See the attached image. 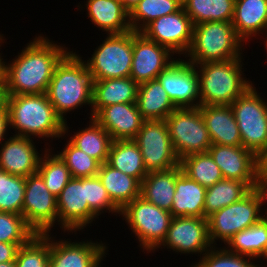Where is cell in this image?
Wrapping results in <instances>:
<instances>
[{
  "mask_svg": "<svg viewBox=\"0 0 267 267\" xmlns=\"http://www.w3.org/2000/svg\"><path fill=\"white\" fill-rule=\"evenodd\" d=\"M60 43L51 40L44 32L35 35L32 40L30 38L12 60L8 58L7 61L4 55L3 76L8 96L47 92L56 65L71 50Z\"/></svg>",
  "mask_w": 267,
  "mask_h": 267,
  "instance_id": "obj_1",
  "label": "cell"
},
{
  "mask_svg": "<svg viewBox=\"0 0 267 267\" xmlns=\"http://www.w3.org/2000/svg\"><path fill=\"white\" fill-rule=\"evenodd\" d=\"M79 53L71 49L61 59L46 92L49 102L64 123L67 122L68 114L72 112L73 115L84 107L87 108L85 111H89L87 118H92L93 79Z\"/></svg>",
  "mask_w": 267,
  "mask_h": 267,
  "instance_id": "obj_2",
  "label": "cell"
},
{
  "mask_svg": "<svg viewBox=\"0 0 267 267\" xmlns=\"http://www.w3.org/2000/svg\"><path fill=\"white\" fill-rule=\"evenodd\" d=\"M11 135L37 139L52 148V143L64 134V122L56 114L47 94H19L7 98ZM13 130V131H11ZM43 139L44 142H42ZM51 139V140H50ZM49 141V142H47ZM50 144V145H49Z\"/></svg>",
  "mask_w": 267,
  "mask_h": 267,
  "instance_id": "obj_3",
  "label": "cell"
},
{
  "mask_svg": "<svg viewBox=\"0 0 267 267\" xmlns=\"http://www.w3.org/2000/svg\"><path fill=\"white\" fill-rule=\"evenodd\" d=\"M244 60L235 58L221 62L193 64L199 78L200 106L231 105L255 84L253 79L246 77L247 68L244 67Z\"/></svg>",
  "mask_w": 267,
  "mask_h": 267,
  "instance_id": "obj_4",
  "label": "cell"
},
{
  "mask_svg": "<svg viewBox=\"0 0 267 267\" xmlns=\"http://www.w3.org/2000/svg\"><path fill=\"white\" fill-rule=\"evenodd\" d=\"M245 46L231 21L204 22L194 25L192 44L184 58L192 64L245 58Z\"/></svg>",
  "mask_w": 267,
  "mask_h": 267,
  "instance_id": "obj_5",
  "label": "cell"
},
{
  "mask_svg": "<svg viewBox=\"0 0 267 267\" xmlns=\"http://www.w3.org/2000/svg\"><path fill=\"white\" fill-rule=\"evenodd\" d=\"M119 218L125 221L132 237L135 236L137 248L150 256L164 241L172 215L140 196L120 210Z\"/></svg>",
  "mask_w": 267,
  "mask_h": 267,
  "instance_id": "obj_6",
  "label": "cell"
},
{
  "mask_svg": "<svg viewBox=\"0 0 267 267\" xmlns=\"http://www.w3.org/2000/svg\"><path fill=\"white\" fill-rule=\"evenodd\" d=\"M256 88L257 84L252 85L230 107L236 118L242 146L260 158L267 151V99L261 96L260 88Z\"/></svg>",
  "mask_w": 267,
  "mask_h": 267,
  "instance_id": "obj_7",
  "label": "cell"
},
{
  "mask_svg": "<svg viewBox=\"0 0 267 267\" xmlns=\"http://www.w3.org/2000/svg\"><path fill=\"white\" fill-rule=\"evenodd\" d=\"M105 36V37H104ZM91 56L84 57L93 80L130 77L133 59V30L123 34H109ZM87 58V59H86Z\"/></svg>",
  "mask_w": 267,
  "mask_h": 267,
  "instance_id": "obj_8",
  "label": "cell"
},
{
  "mask_svg": "<svg viewBox=\"0 0 267 267\" xmlns=\"http://www.w3.org/2000/svg\"><path fill=\"white\" fill-rule=\"evenodd\" d=\"M262 218L259 199L251 190L241 200L207 218L211 244L225 246L236 233L255 225Z\"/></svg>",
  "mask_w": 267,
  "mask_h": 267,
  "instance_id": "obj_9",
  "label": "cell"
},
{
  "mask_svg": "<svg viewBox=\"0 0 267 267\" xmlns=\"http://www.w3.org/2000/svg\"><path fill=\"white\" fill-rule=\"evenodd\" d=\"M170 139L179 160L205 153L212 145L200 108H176L167 118Z\"/></svg>",
  "mask_w": 267,
  "mask_h": 267,
  "instance_id": "obj_10",
  "label": "cell"
},
{
  "mask_svg": "<svg viewBox=\"0 0 267 267\" xmlns=\"http://www.w3.org/2000/svg\"><path fill=\"white\" fill-rule=\"evenodd\" d=\"M55 232L50 233V267H103L106 262V255H109V244L107 241L93 238L73 240L78 232L60 233V238L54 235ZM52 234V235H51ZM69 236L65 238L64 235ZM62 236V238H61ZM93 240V241H92ZM99 240V242H98ZM108 245V246H107Z\"/></svg>",
  "mask_w": 267,
  "mask_h": 267,
  "instance_id": "obj_11",
  "label": "cell"
},
{
  "mask_svg": "<svg viewBox=\"0 0 267 267\" xmlns=\"http://www.w3.org/2000/svg\"><path fill=\"white\" fill-rule=\"evenodd\" d=\"M213 247L209 238L208 219L204 217H172L167 235L162 244L153 252H159L166 249L176 253L191 257L194 254L195 263L208 250ZM164 248V249H163ZM159 249V250H158Z\"/></svg>",
  "mask_w": 267,
  "mask_h": 267,
  "instance_id": "obj_12",
  "label": "cell"
},
{
  "mask_svg": "<svg viewBox=\"0 0 267 267\" xmlns=\"http://www.w3.org/2000/svg\"><path fill=\"white\" fill-rule=\"evenodd\" d=\"M22 216L36 234L52 233L55 229L58 230L56 197L49 191L38 173L25 178Z\"/></svg>",
  "mask_w": 267,
  "mask_h": 267,
  "instance_id": "obj_13",
  "label": "cell"
},
{
  "mask_svg": "<svg viewBox=\"0 0 267 267\" xmlns=\"http://www.w3.org/2000/svg\"><path fill=\"white\" fill-rule=\"evenodd\" d=\"M134 141L138 144L148 173L180 165L166 120L144 121Z\"/></svg>",
  "mask_w": 267,
  "mask_h": 267,
  "instance_id": "obj_14",
  "label": "cell"
},
{
  "mask_svg": "<svg viewBox=\"0 0 267 267\" xmlns=\"http://www.w3.org/2000/svg\"><path fill=\"white\" fill-rule=\"evenodd\" d=\"M59 231L83 233L100 220L86 200V177L72 178L56 198ZM94 221V222H93ZM89 226V227H87ZM86 229V230H84Z\"/></svg>",
  "mask_w": 267,
  "mask_h": 267,
  "instance_id": "obj_15",
  "label": "cell"
},
{
  "mask_svg": "<svg viewBox=\"0 0 267 267\" xmlns=\"http://www.w3.org/2000/svg\"><path fill=\"white\" fill-rule=\"evenodd\" d=\"M156 79L177 108H198L200 106L197 69L184 57H177Z\"/></svg>",
  "mask_w": 267,
  "mask_h": 267,
  "instance_id": "obj_16",
  "label": "cell"
},
{
  "mask_svg": "<svg viewBox=\"0 0 267 267\" xmlns=\"http://www.w3.org/2000/svg\"><path fill=\"white\" fill-rule=\"evenodd\" d=\"M193 27L191 18L182 6L175 13L153 20L141 33L168 48L174 55L184 57L192 44Z\"/></svg>",
  "mask_w": 267,
  "mask_h": 267,
  "instance_id": "obj_17",
  "label": "cell"
},
{
  "mask_svg": "<svg viewBox=\"0 0 267 267\" xmlns=\"http://www.w3.org/2000/svg\"><path fill=\"white\" fill-rule=\"evenodd\" d=\"M177 58L168 48L133 31V59L130 77L138 84L151 81Z\"/></svg>",
  "mask_w": 267,
  "mask_h": 267,
  "instance_id": "obj_18",
  "label": "cell"
},
{
  "mask_svg": "<svg viewBox=\"0 0 267 267\" xmlns=\"http://www.w3.org/2000/svg\"><path fill=\"white\" fill-rule=\"evenodd\" d=\"M219 166L224 179L245 182L251 189L260 171L259 158L247 148L212 144L207 151Z\"/></svg>",
  "mask_w": 267,
  "mask_h": 267,
  "instance_id": "obj_19",
  "label": "cell"
},
{
  "mask_svg": "<svg viewBox=\"0 0 267 267\" xmlns=\"http://www.w3.org/2000/svg\"><path fill=\"white\" fill-rule=\"evenodd\" d=\"M36 143L35 139L10 134L0 145V166L24 178L37 173L41 156L48 147L39 150Z\"/></svg>",
  "mask_w": 267,
  "mask_h": 267,
  "instance_id": "obj_20",
  "label": "cell"
},
{
  "mask_svg": "<svg viewBox=\"0 0 267 267\" xmlns=\"http://www.w3.org/2000/svg\"><path fill=\"white\" fill-rule=\"evenodd\" d=\"M116 140H134L145 121L136 103H119L101 108L93 117Z\"/></svg>",
  "mask_w": 267,
  "mask_h": 267,
  "instance_id": "obj_21",
  "label": "cell"
},
{
  "mask_svg": "<svg viewBox=\"0 0 267 267\" xmlns=\"http://www.w3.org/2000/svg\"><path fill=\"white\" fill-rule=\"evenodd\" d=\"M84 3V4H83ZM77 11L86 10V17L90 24L98 28L105 35L123 34L131 31L129 12L117 0H84L76 4ZM85 9V10H84Z\"/></svg>",
  "mask_w": 267,
  "mask_h": 267,
  "instance_id": "obj_22",
  "label": "cell"
},
{
  "mask_svg": "<svg viewBox=\"0 0 267 267\" xmlns=\"http://www.w3.org/2000/svg\"><path fill=\"white\" fill-rule=\"evenodd\" d=\"M69 126L68 121L64 123V134L61 138H68L77 148L96 159L100 164L107 162L113 140L101 125L90 118L82 128L78 127V130L73 129L72 131L70 129L73 127Z\"/></svg>",
  "mask_w": 267,
  "mask_h": 267,
  "instance_id": "obj_23",
  "label": "cell"
},
{
  "mask_svg": "<svg viewBox=\"0 0 267 267\" xmlns=\"http://www.w3.org/2000/svg\"><path fill=\"white\" fill-rule=\"evenodd\" d=\"M212 144L242 145L239 128L230 105L199 106Z\"/></svg>",
  "mask_w": 267,
  "mask_h": 267,
  "instance_id": "obj_24",
  "label": "cell"
},
{
  "mask_svg": "<svg viewBox=\"0 0 267 267\" xmlns=\"http://www.w3.org/2000/svg\"><path fill=\"white\" fill-rule=\"evenodd\" d=\"M231 22L236 34L250 47V41L267 30V0H235Z\"/></svg>",
  "mask_w": 267,
  "mask_h": 267,
  "instance_id": "obj_25",
  "label": "cell"
},
{
  "mask_svg": "<svg viewBox=\"0 0 267 267\" xmlns=\"http://www.w3.org/2000/svg\"><path fill=\"white\" fill-rule=\"evenodd\" d=\"M138 88L131 77L93 80L92 117L105 106L136 103Z\"/></svg>",
  "mask_w": 267,
  "mask_h": 267,
  "instance_id": "obj_26",
  "label": "cell"
},
{
  "mask_svg": "<svg viewBox=\"0 0 267 267\" xmlns=\"http://www.w3.org/2000/svg\"><path fill=\"white\" fill-rule=\"evenodd\" d=\"M206 188L182 171L176 177L175 194L171 208L172 217H204Z\"/></svg>",
  "mask_w": 267,
  "mask_h": 267,
  "instance_id": "obj_27",
  "label": "cell"
},
{
  "mask_svg": "<svg viewBox=\"0 0 267 267\" xmlns=\"http://www.w3.org/2000/svg\"><path fill=\"white\" fill-rule=\"evenodd\" d=\"M181 171L179 165L164 171L149 172L141 182L140 196L170 212L175 194L176 177Z\"/></svg>",
  "mask_w": 267,
  "mask_h": 267,
  "instance_id": "obj_28",
  "label": "cell"
},
{
  "mask_svg": "<svg viewBox=\"0 0 267 267\" xmlns=\"http://www.w3.org/2000/svg\"><path fill=\"white\" fill-rule=\"evenodd\" d=\"M136 105L145 121L166 120L177 108L157 79L139 84Z\"/></svg>",
  "mask_w": 267,
  "mask_h": 267,
  "instance_id": "obj_29",
  "label": "cell"
},
{
  "mask_svg": "<svg viewBox=\"0 0 267 267\" xmlns=\"http://www.w3.org/2000/svg\"><path fill=\"white\" fill-rule=\"evenodd\" d=\"M97 176L111 201L121 210L126 204L140 197L141 183L107 163L100 164Z\"/></svg>",
  "mask_w": 267,
  "mask_h": 267,
  "instance_id": "obj_30",
  "label": "cell"
},
{
  "mask_svg": "<svg viewBox=\"0 0 267 267\" xmlns=\"http://www.w3.org/2000/svg\"><path fill=\"white\" fill-rule=\"evenodd\" d=\"M106 163L136 178L140 183L148 174L138 144L134 140L112 141Z\"/></svg>",
  "mask_w": 267,
  "mask_h": 267,
  "instance_id": "obj_31",
  "label": "cell"
},
{
  "mask_svg": "<svg viewBox=\"0 0 267 267\" xmlns=\"http://www.w3.org/2000/svg\"><path fill=\"white\" fill-rule=\"evenodd\" d=\"M225 247L233 253L262 262L267 249V222L262 218L255 225L236 233Z\"/></svg>",
  "mask_w": 267,
  "mask_h": 267,
  "instance_id": "obj_32",
  "label": "cell"
},
{
  "mask_svg": "<svg viewBox=\"0 0 267 267\" xmlns=\"http://www.w3.org/2000/svg\"><path fill=\"white\" fill-rule=\"evenodd\" d=\"M252 189L238 180L223 179L206 189L204 218L246 196Z\"/></svg>",
  "mask_w": 267,
  "mask_h": 267,
  "instance_id": "obj_33",
  "label": "cell"
},
{
  "mask_svg": "<svg viewBox=\"0 0 267 267\" xmlns=\"http://www.w3.org/2000/svg\"><path fill=\"white\" fill-rule=\"evenodd\" d=\"M193 25L211 21H232L235 0H183Z\"/></svg>",
  "mask_w": 267,
  "mask_h": 267,
  "instance_id": "obj_34",
  "label": "cell"
},
{
  "mask_svg": "<svg viewBox=\"0 0 267 267\" xmlns=\"http://www.w3.org/2000/svg\"><path fill=\"white\" fill-rule=\"evenodd\" d=\"M52 148H47L42 154L37 173L43 178L49 191L57 198L72 176L65 162L54 151L56 148Z\"/></svg>",
  "mask_w": 267,
  "mask_h": 267,
  "instance_id": "obj_35",
  "label": "cell"
},
{
  "mask_svg": "<svg viewBox=\"0 0 267 267\" xmlns=\"http://www.w3.org/2000/svg\"><path fill=\"white\" fill-rule=\"evenodd\" d=\"M183 0H141L129 13V23L135 32H141L159 17L177 12Z\"/></svg>",
  "mask_w": 267,
  "mask_h": 267,
  "instance_id": "obj_36",
  "label": "cell"
},
{
  "mask_svg": "<svg viewBox=\"0 0 267 267\" xmlns=\"http://www.w3.org/2000/svg\"><path fill=\"white\" fill-rule=\"evenodd\" d=\"M180 166L184 174L206 189L224 179L208 152L189 155L180 160Z\"/></svg>",
  "mask_w": 267,
  "mask_h": 267,
  "instance_id": "obj_37",
  "label": "cell"
},
{
  "mask_svg": "<svg viewBox=\"0 0 267 267\" xmlns=\"http://www.w3.org/2000/svg\"><path fill=\"white\" fill-rule=\"evenodd\" d=\"M16 267H50V233L35 234L18 248Z\"/></svg>",
  "mask_w": 267,
  "mask_h": 267,
  "instance_id": "obj_38",
  "label": "cell"
},
{
  "mask_svg": "<svg viewBox=\"0 0 267 267\" xmlns=\"http://www.w3.org/2000/svg\"><path fill=\"white\" fill-rule=\"evenodd\" d=\"M25 178L12 175L0 166V212L22 215Z\"/></svg>",
  "mask_w": 267,
  "mask_h": 267,
  "instance_id": "obj_39",
  "label": "cell"
},
{
  "mask_svg": "<svg viewBox=\"0 0 267 267\" xmlns=\"http://www.w3.org/2000/svg\"><path fill=\"white\" fill-rule=\"evenodd\" d=\"M63 142H65L63 143L64 148L62 147L61 151L59 150L56 153L65 162L72 178L96 176L99 172L100 163L77 148L68 138Z\"/></svg>",
  "mask_w": 267,
  "mask_h": 267,
  "instance_id": "obj_40",
  "label": "cell"
},
{
  "mask_svg": "<svg viewBox=\"0 0 267 267\" xmlns=\"http://www.w3.org/2000/svg\"><path fill=\"white\" fill-rule=\"evenodd\" d=\"M193 264L196 267H261L259 261L233 253L225 246H213Z\"/></svg>",
  "mask_w": 267,
  "mask_h": 267,
  "instance_id": "obj_41",
  "label": "cell"
},
{
  "mask_svg": "<svg viewBox=\"0 0 267 267\" xmlns=\"http://www.w3.org/2000/svg\"><path fill=\"white\" fill-rule=\"evenodd\" d=\"M35 234L22 215L0 212V242L17 244L20 247Z\"/></svg>",
  "mask_w": 267,
  "mask_h": 267,
  "instance_id": "obj_42",
  "label": "cell"
},
{
  "mask_svg": "<svg viewBox=\"0 0 267 267\" xmlns=\"http://www.w3.org/2000/svg\"><path fill=\"white\" fill-rule=\"evenodd\" d=\"M86 200L89 208L100 218L108 213L120 217V209L111 201L99 177H86Z\"/></svg>",
  "mask_w": 267,
  "mask_h": 267,
  "instance_id": "obj_43",
  "label": "cell"
},
{
  "mask_svg": "<svg viewBox=\"0 0 267 267\" xmlns=\"http://www.w3.org/2000/svg\"><path fill=\"white\" fill-rule=\"evenodd\" d=\"M252 190L256 193L259 203L260 211L263 217L267 216V175H262L258 173L256 182Z\"/></svg>",
  "mask_w": 267,
  "mask_h": 267,
  "instance_id": "obj_44",
  "label": "cell"
},
{
  "mask_svg": "<svg viewBox=\"0 0 267 267\" xmlns=\"http://www.w3.org/2000/svg\"><path fill=\"white\" fill-rule=\"evenodd\" d=\"M19 246L6 242H0V263L15 261Z\"/></svg>",
  "mask_w": 267,
  "mask_h": 267,
  "instance_id": "obj_45",
  "label": "cell"
},
{
  "mask_svg": "<svg viewBox=\"0 0 267 267\" xmlns=\"http://www.w3.org/2000/svg\"><path fill=\"white\" fill-rule=\"evenodd\" d=\"M9 113L7 108L0 112V145L9 137Z\"/></svg>",
  "mask_w": 267,
  "mask_h": 267,
  "instance_id": "obj_46",
  "label": "cell"
},
{
  "mask_svg": "<svg viewBox=\"0 0 267 267\" xmlns=\"http://www.w3.org/2000/svg\"><path fill=\"white\" fill-rule=\"evenodd\" d=\"M7 86H6V79L4 76L0 78V112L4 111L7 107Z\"/></svg>",
  "mask_w": 267,
  "mask_h": 267,
  "instance_id": "obj_47",
  "label": "cell"
},
{
  "mask_svg": "<svg viewBox=\"0 0 267 267\" xmlns=\"http://www.w3.org/2000/svg\"><path fill=\"white\" fill-rule=\"evenodd\" d=\"M9 38H5V35L1 33L0 35V51L2 49V46L4 47V44H7V40ZM6 41V42H5ZM1 51L0 52V78L3 76V59H4V54Z\"/></svg>",
  "mask_w": 267,
  "mask_h": 267,
  "instance_id": "obj_48",
  "label": "cell"
},
{
  "mask_svg": "<svg viewBox=\"0 0 267 267\" xmlns=\"http://www.w3.org/2000/svg\"><path fill=\"white\" fill-rule=\"evenodd\" d=\"M260 162V173L267 175V151L259 158Z\"/></svg>",
  "mask_w": 267,
  "mask_h": 267,
  "instance_id": "obj_49",
  "label": "cell"
},
{
  "mask_svg": "<svg viewBox=\"0 0 267 267\" xmlns=\"http://www.w3.org/2000/svg\"><path fill=\"white\" fill-rule=\"evenodd\" d=\"M141 0H121L123 7L130 13Z\"/></svg>",
  "mask_w": 267,
  "mask_h": 267,
  "instance_id": "obj_50",
  "label": "cell"
},
{
  "mask_svg": "<svg viewBox=\"0 0 267 267\" xmlns=\"http://www.w3.org/2000/svg\"><path fill=\"white\" fill-rule=\"evenodd\" d=\"M261 38V39H260ZM260 40V41H262L261 43H260V46H261V44L263 43L264 44V49L266 50L265 52H266V55L265 54H263L264 56H267V30L262 34V35H259V36H257L254 40ZM263 39V40H262ZM266 60H267V57H266Z\"/></svg>",
  "mask_w": 267,
  "mask_h": 267,
  "instance_id": "obj_51",
  "label": "cell"
},
{
  "mask_svg": "<svg viewBox=\"0 0 267 267\" xmlns=\"http://www.w3.org/2000/svg\"><path fill=\"white\" fill-rule=\"evenodd\" d=\"M0 267H16L15 261L1 262Z\"/></svg>",
  "mask_w": 267,
  "mask_h": 267,
  "instance_id": "obj_52",
  "label": "cell"
},
{
  "mask_svg": "<svg viewBox=\"0 0 267 267\" xmlns=\"http://www.w3.org/2000/svg\"><path fill=\"white\" fill-rule=\"evenodd\" d=\"M263 219L267 222V216L263 217ZM263 261H265V262H263ZM260 263H261L260 264L261 267H267V249H266L265 257L262 259V262H260Z\"/></svg>",
  "mask_w": 267,
  "mask_h": 267,
  "instance_id": "obj_53",
  "label": "cell"
},
{
  "mask_svg": "<svg viewBox=\"0 0 267 267\" xmlns=\"http://www.w3.org/2000/svg\"><path fill=\"white\" fill-rule=\"evenodd\" d=\"M187 267H196L194 264H188V265H186Z\"/></svg>",
  "mask_w": 267,
  "mask_h": 267,
  "instance_id": "obj_54",
  "label": "cell"
}]
</instances>
